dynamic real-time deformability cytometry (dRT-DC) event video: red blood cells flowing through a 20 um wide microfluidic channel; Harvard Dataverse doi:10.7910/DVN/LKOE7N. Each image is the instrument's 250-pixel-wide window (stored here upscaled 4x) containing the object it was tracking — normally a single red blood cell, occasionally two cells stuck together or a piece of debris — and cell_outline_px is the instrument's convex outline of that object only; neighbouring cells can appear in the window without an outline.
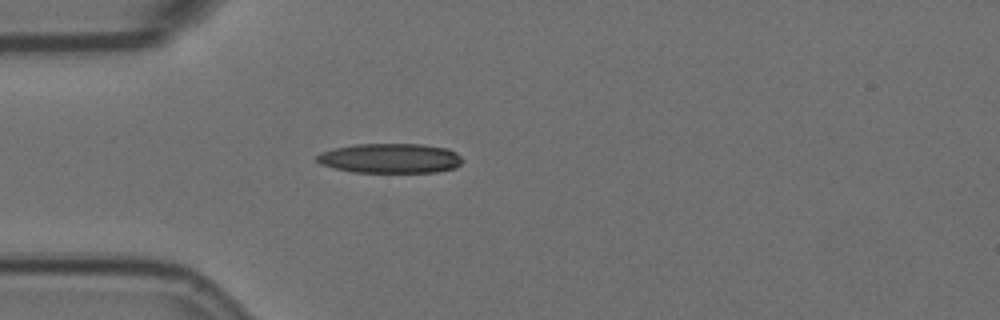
{"species": "Egyptian fruit bat (a non-hibernating species)", "species_latin": "Rousettus aegyptiacus", "temperature_condition": "room temperature", "stored_images_in_passage": 3, "camera_frame_rate_fps": 3000, "um_per_image_px": 0.085, "animal": {"sex": "female"}, "frame": {"image": 1, "passage_image": 3, "time_ms": 0.667, "image_size_px": [1000, 320], "cell_outline_px": [[464, 160], [456, 168], [436, 172], [352, 172], [320, 164], [316, 160], [316, 156], [320, 152], [332, 148], [356, 144], [424, 144], [448, 148], [456, 152]], "centroid_in_image_um": [33.18, 13.45], "position_along_channel_um": 51.8, "area_um2": 25.43}}